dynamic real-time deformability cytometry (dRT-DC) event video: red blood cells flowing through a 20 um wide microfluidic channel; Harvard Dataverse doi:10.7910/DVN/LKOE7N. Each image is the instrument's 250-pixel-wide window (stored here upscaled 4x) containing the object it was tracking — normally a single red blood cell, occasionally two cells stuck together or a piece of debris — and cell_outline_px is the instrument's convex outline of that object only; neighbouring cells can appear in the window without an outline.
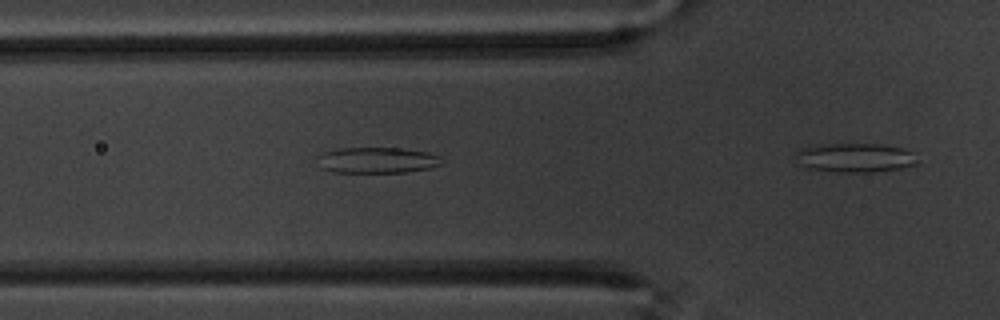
{"species": "common noctule bat (a hibernating species)", "species_latin": "Nyctalus noctula", "temperature_condition": "warm", "stored_images_in_passage": 27, "camera_frame_rate_fps": 3000, "um_per_image_px": 0.085, "animal": {"sex": "male", "body_mass_g": 20.1, "forearm_length_mm": 53.5}, "frame": {"image": 1, "passage_image": 16, "time_ms": 5.0, "image_size_px": [1000, 320], "cell_outline_px": [[444, 164], [428, 168], [408, 172], [332, 172], [320, 168], [316, 156], [324, 152], [336, 148], [404, 148], [428, 152], [440, 156], [444, 160]], "centroid_in_image_um": [32.06, 13.61], "position_along_channel_um": 93.7, "area_um2": 19.07}}
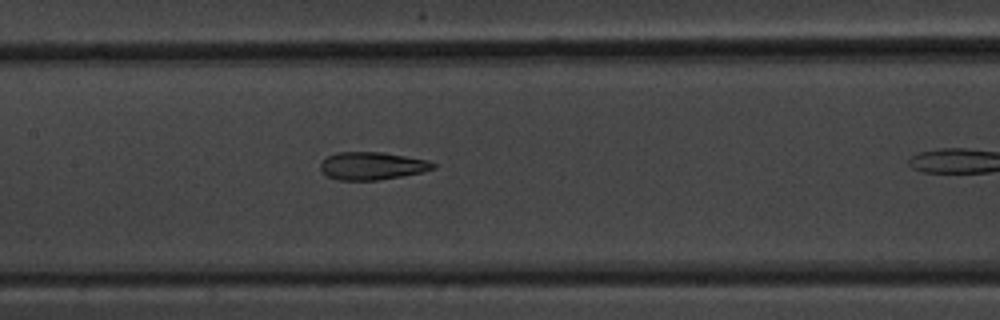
{"frame": {"image": 2, "passage_image": 23, "time_ms": 7.333, "image_size_px": [1000, 320], "cell_outline_px": [[436, 168], [424, 172], [380, 180], [340, 180], [328, 176], [320, 168], [320, 164], [328, 156], [336, 152], [380, 152], [428, 160], [436, 164]], "centroid_in_image_um": [31.66, 14.1], "position_along_channel_um": 175.7, "area_um2": 18.15}}